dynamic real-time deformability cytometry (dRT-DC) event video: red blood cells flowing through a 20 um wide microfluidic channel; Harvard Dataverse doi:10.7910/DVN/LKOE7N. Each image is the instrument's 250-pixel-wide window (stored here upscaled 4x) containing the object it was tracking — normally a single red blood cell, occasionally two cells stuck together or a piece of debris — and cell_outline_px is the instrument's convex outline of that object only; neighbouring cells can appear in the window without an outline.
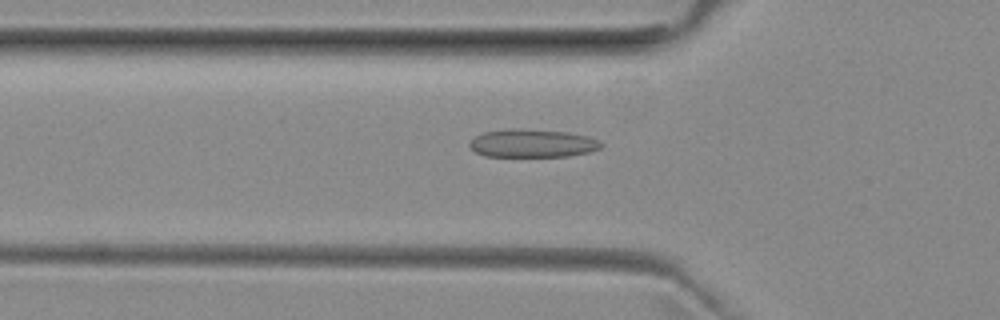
{"species": "common noctule bat (a hibernating species)", "species_latin": "Nyctalus noctula", "temperature_condition": "room temperature", "stored_images_in_passage": 51, "camera_frame_rate_fps": 3000, "um_per_image_px": 0.085, "animal": {"sex": "female", "body_mass_g": 29.2, "forearm_length_mm": 56.3}, "frame": {"image": 1, "passage_image": 17, "time_ms": 5.333, "image_size_px": [1000, 320], "cell_outline_px": [[604, 144], [600, 148], [588, 152], [568, 156], [484, 156], [476, 152], [468, 144], [476, 136], [484, 132], [512, 128], [520, 128], [568, 132], [588, 136], [600, 140]], "centroid_in_image_um": [45.28, 12.17], "position_along_channel_um": 80.5, "area_um2": 21.56}}
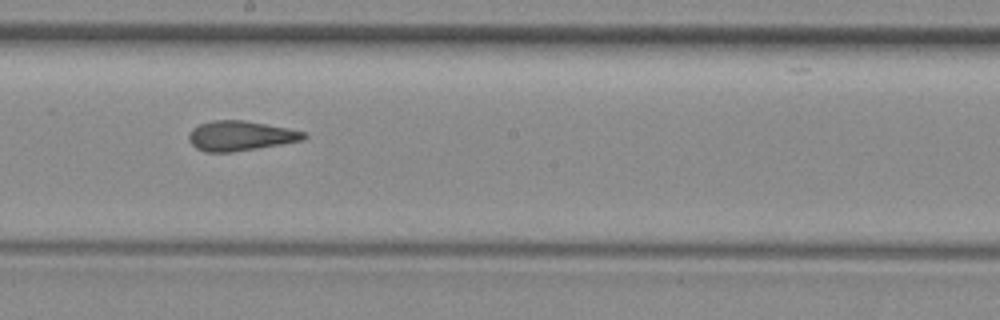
{"frame": {"image": 2, "passage_image": 28, "time_ms": 9.0, "image_size_px": [1000, 320], "cell_outline_px": [[308, 136], [304, 140], [232, 152], [208, 152], [196, 148], [188, 140], [188, 136], [192, 128], [200, 124], [212, 120], [244, 120], [288, 128], [304, 132]], "centroid_in_image_um": [20.42, 11.54], "position_along_channel_um": 227.8, "area_um2": 19.88}}
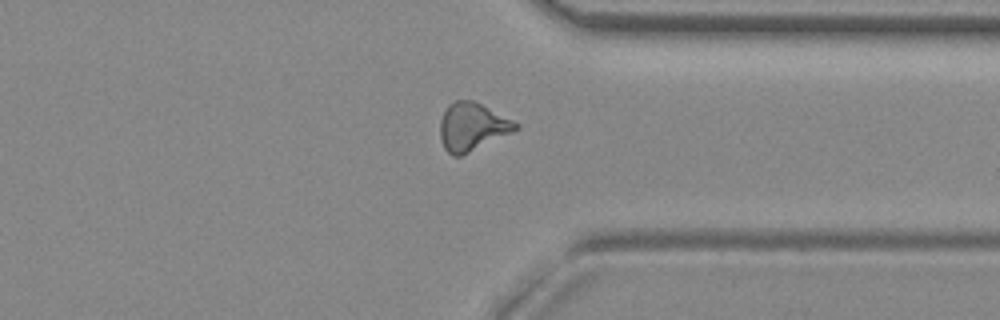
{"frame": {"image": 3, "passage_image": 39, "time_ms": 12.667, "image_size_px": [1000, 320], "cell_outline_px": [[520, 128], [512, 132], [460, 156], [452, 156], [444, 148], [440, 140], [440, 120], [448, 104], [456, 100], [472, 100], [520, 124]], "centroid_in_image_um": [40.1, 10.78], "position_along_channel_um": 371.3, "area_um2": 20.81}, "authors_computed_cell_mechanics": {"area_um2": 20.1722, "velocity_mm_per_s": 3.9948, "shape_relaxation_time_tau1_ms": null, "shape_relaxation_time_tau2_ms": 2.2494, "deformation_change_tau1": null, "deformation_change_tau2": 0.0956}}